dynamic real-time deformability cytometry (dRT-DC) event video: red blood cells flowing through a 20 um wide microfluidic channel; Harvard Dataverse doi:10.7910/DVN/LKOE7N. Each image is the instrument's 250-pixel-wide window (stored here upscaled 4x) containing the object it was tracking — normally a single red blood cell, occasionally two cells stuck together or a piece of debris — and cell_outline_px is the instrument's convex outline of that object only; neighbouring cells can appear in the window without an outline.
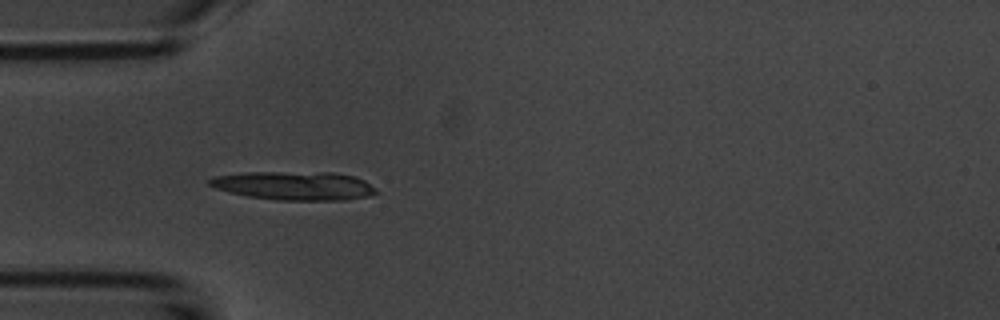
{"species": "common noctule bat (a hibernating species)", "species_latin": "Nyctalus noctula", "temperature_condition": "room temperature", "stored_images_in_passage": 39, "camera_frame_rate_fps": 3000, "um_per_image_px": 0.085, "animal": {"sex": "male", "body_mass_g": 20.1, "forearm_length_mm": 53.5}, "frame": {"image": 1, "passage_image": 1, "time_ms": 0.0, "image_size_px": [1000, 320], "cell_outline_px": [[380, 192], [372, 196], [344, 200], [276, 200], [248, 196], [228, 192], [216, 188], [208, 184], [208, 180], [216, 176], [248, 172], [332, 172], [352, 176], [364, 180], [376, 188]], "centroid_in_image_um": [25.07, 15.79], "position_along_channel_um": 59.9, "area_um2": 27.92}}
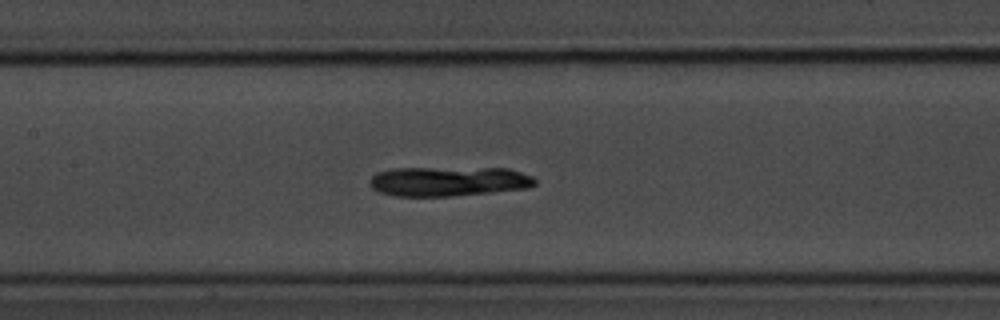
{"frame": {"image": 2, "passage_image": 10, "time_ms": 3.0, "image_size_px": [1000, 320], "cell_outline_px": [[536, 184], [528, 188], [492, 192], [452, 196], [396, 196], [380, 192], [372, 188], [368, 180], [376, 172], [392, 168], [508, 168], [532, 176], [536, 180]], "centroid_in_image_um": [38.11, 15.41], "position_along_channel_um": 169.3, "area_um2": 28.67}}
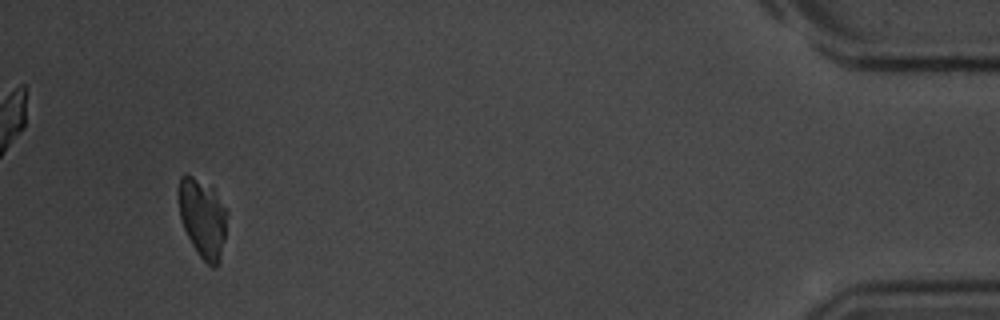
{"frame": {"image": 3, "passage_image": 36, "time_ms": 11.667, "image_size_px": [1000, 320], "cell_outline_px": [[228, 212], [224, 240], [220, 260], [216, 268], [212, 268], [200, 256], [192, 244], [184, 228], [180, 216], [176, 192], [180, 176], [184, 172], [212, 184], [228, 208]], "centroid_in_image_um": [17.23, 18.43], "position_along_channel_um": 418.0, "area_um2": 23.24}, "authors_computed_cell_mechanics": {"area_um2": 26.7614, "velocity_mm_per_s": 3.7145, "shape_relaxation_time_tau1_ms": 3.1243, "shape_relaxation_time_tau2_ms": 11.1268, "deformation_change_tau1": 0.1634, "deformation_change_tau2": 0.1131}}